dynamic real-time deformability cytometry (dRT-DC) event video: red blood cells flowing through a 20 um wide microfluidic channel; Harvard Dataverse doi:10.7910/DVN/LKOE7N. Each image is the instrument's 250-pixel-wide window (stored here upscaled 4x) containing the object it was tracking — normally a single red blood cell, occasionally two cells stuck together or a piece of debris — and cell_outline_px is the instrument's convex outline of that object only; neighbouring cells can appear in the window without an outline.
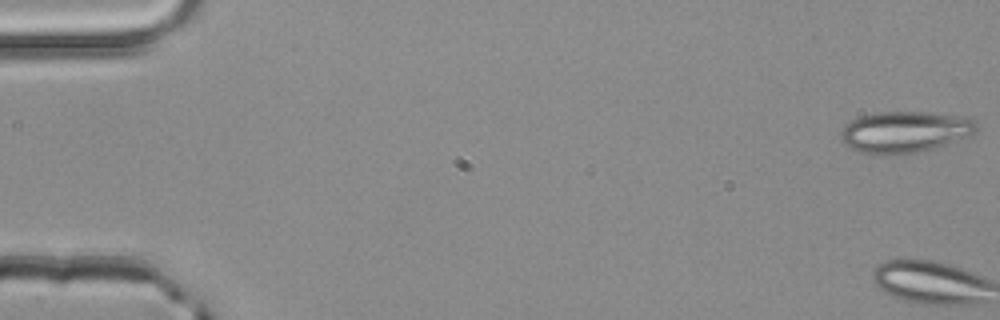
{"species": "common noctule bat (a hibernating species)", "species_latin": "Nyctalus noctula", "temperature_condition": "room temperature", "stored_images_in_passage": 4, "camera_frame_rate_fps": 3000, "um_per_image_px": 0.085, "animal": {"sex": "male", "body_mass_g": 20.4}, "frame": {"image": 1, "passage_image": 1, "time_ms": 0.0, "image_size_px": [1000, 320], "cell_outline_px": [[980, 128], [972, 136], [932, 148], [916, 152], [896, 156], [884, 156], [860, 152], [848, 148], [844, 144], [840, 136], [840, 132], [844, 124], [860, 116], [876, 112], [924, 112], [964, 116], [976, 120]], "centroid_in_image_um": [76.91, 11.22], "position_along_channel_um": 8.1, "area_um2": 33.41}}